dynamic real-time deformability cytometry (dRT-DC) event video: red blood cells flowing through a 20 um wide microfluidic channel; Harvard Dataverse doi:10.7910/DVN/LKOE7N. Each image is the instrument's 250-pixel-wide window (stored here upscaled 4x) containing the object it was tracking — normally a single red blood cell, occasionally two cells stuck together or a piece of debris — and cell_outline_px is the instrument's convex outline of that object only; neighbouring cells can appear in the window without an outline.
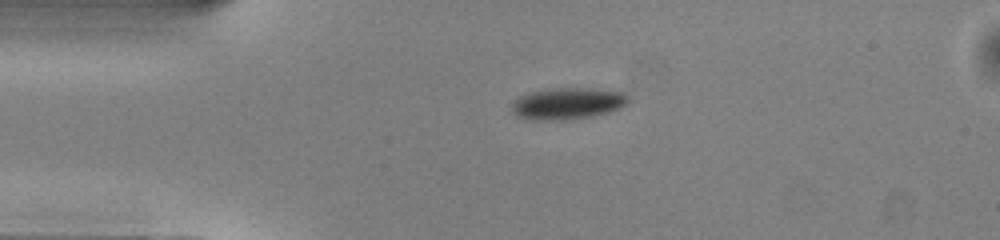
{"species": "common noctule bat (a hibernating species)", "species_latin": "Nyctalus noctula", "temperature_condition": "warm", "stored_images_in_passage": 40, "camera_frame_rate_fps": 3000, "um_per_image_px": 0.085, "animal": {"sex": "male", "body_mass_g": 13.0, "forearm_length_mm": 53.1}, "frame": {"image": 1, "passage_image": 1, "time_ms": 0.0, "image_size_px": [1000, 240], "cell_outline_px": [[628, 100], [620, 108], [608, 112], [592, 116], [564, 120], [524, 120], [516, 116], [512, 112], [512, 104], [520, 96], [532, 92], [556, 88], [588, 88], [620, 92]], "centroid_in_image_um": [48.16, 8.82], "position_along_channel_um": 36.8, "area_um2": 21.15}}
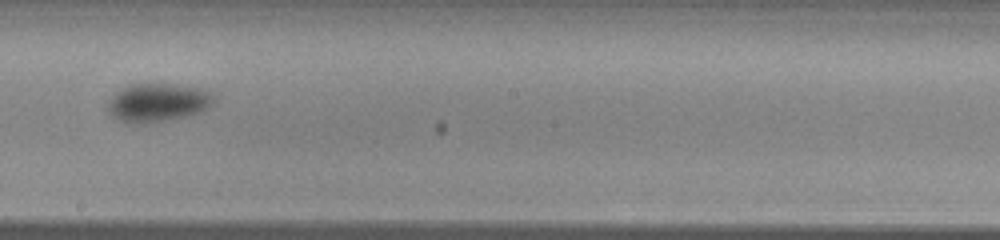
{"frame": {"image": 2, "passage_image": 18, "time_ms": 5.667, "image_size_px": [1000, 240], "cell_outline_px": [[216, 100], [212, 104], [200, 112], [188, 116], [144, 124], [128, 124], [112, 116], [108, 112], [108, 100], [116, 92], [132, 84], [172, 84], [200, 88], [208, 92]], "centroid_in_image_um": [13.38, 8.74], "position_along_channel_um": 234.8, "area_um2": 23.7}}
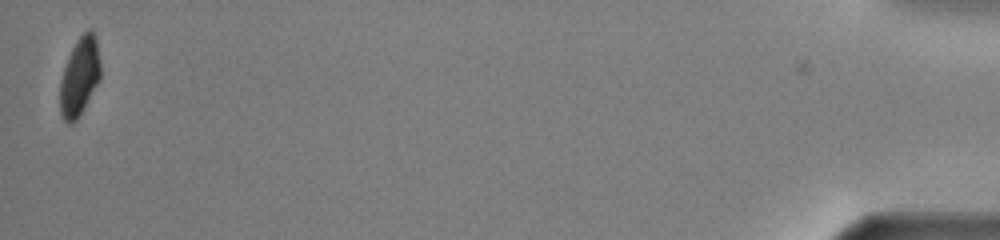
{"frame": {"image": 3, "passage_image": 40, "time_ms": 13.0, "image_size_px": [1000, 240], "cell_outline_px": [[100, 80], [76, 120], [72, 124], [68, 124], [64, 120], [60, 112], [60, 80], [68, 56], [76, 40], [88, 28], [92, 28], [96, 36], [100, 64]], "centroid_in_image_um": [6.77, 6.48], "position_along_channel_um": 428.4, "area_um2": 18.5}, "authors_computed_cell_mechanics": {"area_um2": 21.8484, "velocity_mm_per_s": 4.0345, "shape_relaxation_time_tau1_ms": 2.731, "shape_relaxation_time_tau2_ms": null, "deformation_change_tau1": 0.1008, "deformation_change_tau2": null}}